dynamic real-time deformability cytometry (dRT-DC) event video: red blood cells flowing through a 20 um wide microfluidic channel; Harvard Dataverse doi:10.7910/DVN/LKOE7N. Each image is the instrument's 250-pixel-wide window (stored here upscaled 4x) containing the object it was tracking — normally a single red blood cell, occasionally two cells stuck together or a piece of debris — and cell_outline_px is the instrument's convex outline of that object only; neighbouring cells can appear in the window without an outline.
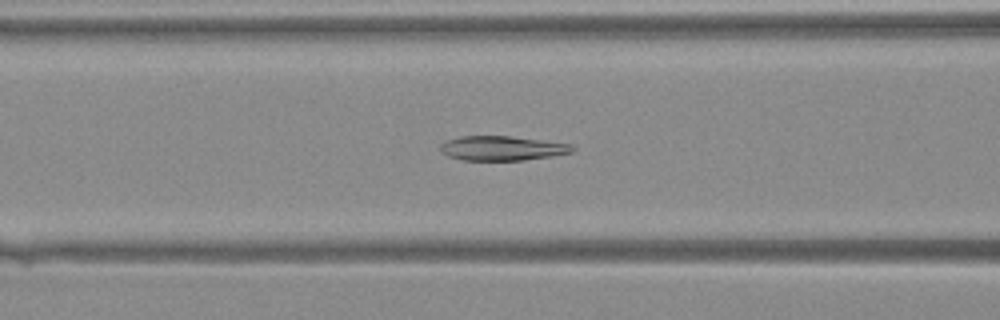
{"species": "Egyptian fruit bat (a non-hibernating species)", "species_latin": "Rousettus aegyptiacus", "temperature_condition": "warm", "stored_images_in_passage": 42, "camera_frame_rate_fps": 3000, "um_per_image_px": 0.085, "animal": {"sex": "female"}, "frame": {"image": 1, "passage_image": 18, "time_ms": 5.667, "image_size_px": [1000, 320], "cell_outline_px": [[576, 148], [572, 152], [552, 156], [524, 160], [464, 160], [448, 156], [440, 148], [440, 144], [448, 140], [460, 136], [512, 136], [572, 144]], "centroid_in_image_um": [42.72, 12.59], "position_along_channel_um": 123.9, "area_um2": 18.79}}
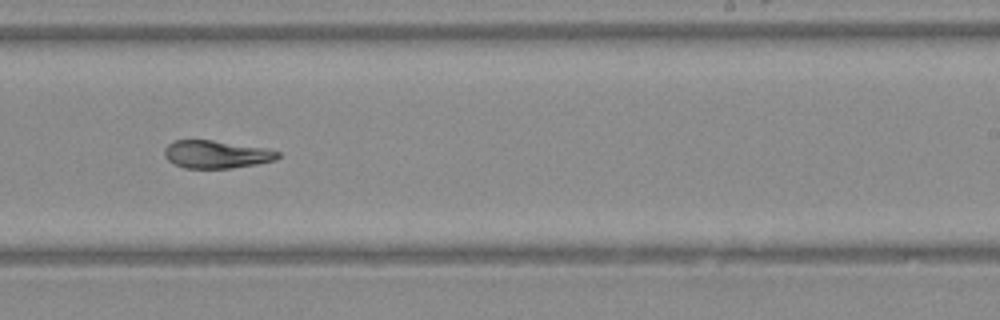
{"frame": {"image": 2, "passage_image": 27, "time_ms": 8.667, "image_size_px": [1000, 320], "cell_outline_px": [[280, 156], [276, 160], [256, 164], [232, 168], [184, 168], [168, 160], [164, 156], [164, 148], [168, 144], [176, 140], [212, 140], [264, 148], [280, 152]], "centroid_in_image_um": [18.38, 13.12], "position_along_channel_um": 270.6, "area_um2": 18.26}}
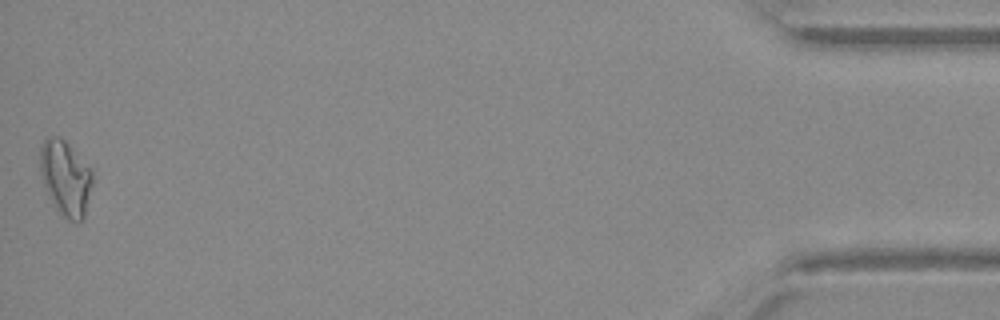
{"frame": {"image": 3, "passage_image": 42, "time_ms": 13.667, "image_size_px": [1000, 320], "cell_outline_px": [[92, 184], [84, 220], [76, 224], [68, 220], [56, 208], [44, 180], [40, 168], [40, 148], [44, 140], [48, 136], [60, 136], [92, 168]], "centroid_in_image_um": [5.62, 15.12], "position_along_channel_um": 429.6, "area_um2": 22.66}}